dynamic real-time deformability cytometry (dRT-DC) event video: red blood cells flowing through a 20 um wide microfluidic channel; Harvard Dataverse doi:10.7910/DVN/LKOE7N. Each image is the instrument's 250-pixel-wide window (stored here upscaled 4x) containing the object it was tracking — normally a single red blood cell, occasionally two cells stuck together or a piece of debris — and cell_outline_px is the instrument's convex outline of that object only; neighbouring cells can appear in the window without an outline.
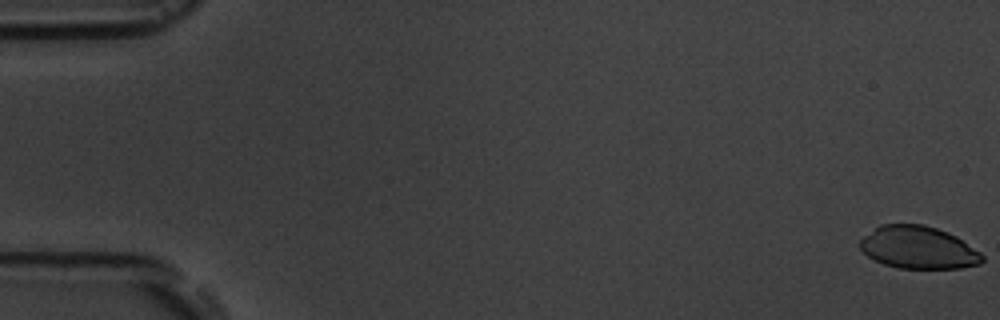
{"species": "common noctule bat (a hibernating species)", "species_latin": "Nyctalus noctula", "temperature_condition": "room temperature", "stored_images_in_passage": 7, "camera_frame_rate_fps": 3000, "um_per_image_px": 0.085, "animal": {"sex": "male", "body_mass_g": 19.5, "forearm_length_mm": 54.6}, "frame": {"image": 1, "passage_image": 1, "time_ms": 0.0, "image_size_px": [1000, 320], "cell_outline_px": [[984, 260], [980, 264], [960, 268], [900, 268], [884, 264], [868, 256], [860, 248], [860, 240], [864, 236], [880, 224], [924, 224], [948, 232], [956, 236], [980, 252], [984, 256]], "centroid_in_image_um": [78.07, 21.04], "position_along_channel_um": 6.9, "area_um2": 30.17}}